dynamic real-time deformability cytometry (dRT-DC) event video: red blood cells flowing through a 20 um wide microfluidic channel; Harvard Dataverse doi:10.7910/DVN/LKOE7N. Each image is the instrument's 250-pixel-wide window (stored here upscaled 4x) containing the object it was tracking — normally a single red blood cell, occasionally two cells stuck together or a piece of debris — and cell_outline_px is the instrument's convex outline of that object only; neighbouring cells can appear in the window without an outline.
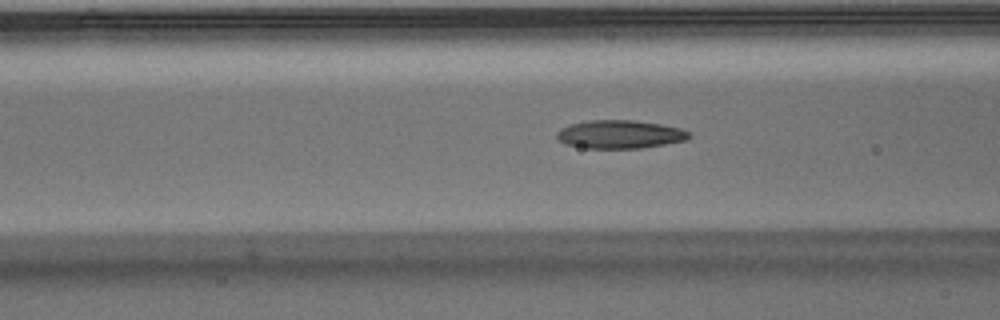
{"species": "Egyptian fruit bat (a non-hibernating species)", "species_latin": "Rousettus aegyptiacus", "temperature_condition": "warm", "stored_images_in_passage": 50, "camera_frame_rate_fps": 3000, "um_per_image_px": 0.085, "animal": {"sex": "male"}, "frame": {"image": 1, "passage_image": 19, "time_ms": 6.0, "image_size_px": [1000, 320], "cell_outline_px": [[692, 136], [688, 140], [640, 148], [588, 148], [564, 144], [556, 136], [556, 132], [560, 128], [572, 124], [588, 120], [632, 120], [660, 124], [680, 128], [688, 132]], "centroid_in_image_um": [52.69, 11.42], "position_along_channel_um": 113.9, "area_um2": 21.73}}
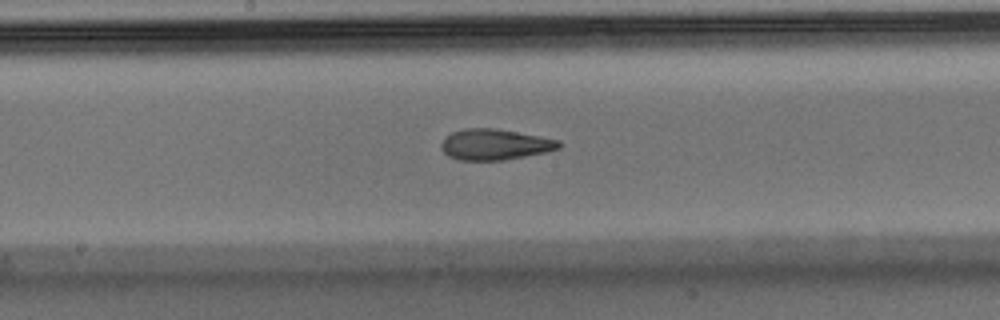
{"frame": {"image": 2, "passage_image": 26, "time_ms": 8.333, "image_size_px": [1000, 320], "cell_outline_px": [[560, 148], [544, 152], [504, 160], [460, 160], [448, 156], [440, 148], [440, 144], [444, 136], [452, 132], [464, 128], [496, 128], [560, 140]], "centroid_in_image_um": [42.01, 12.27], "position_along_channel_um": 206.2, "area_um2": 21.15}}
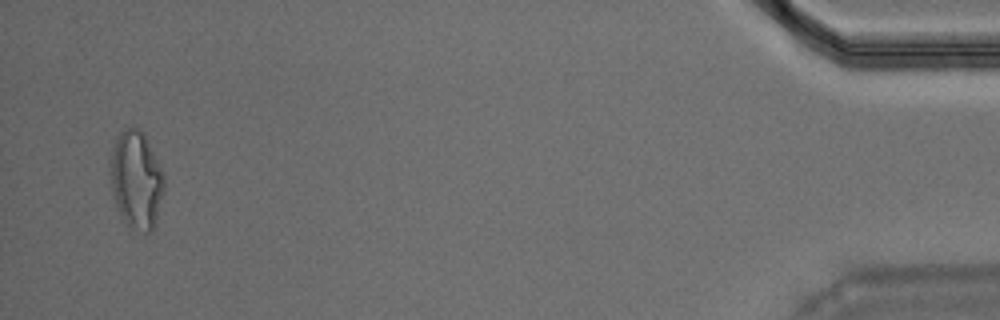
{"frame": {"image": 3, "passage_image": 49, "time_ms": 16.0, "image_size_px": [1000, 320], "cell_outline_px": [[164, 192], [152, 228], [148, 232], [144, 232], [128, 228], [124, 224], [116, 204], [112, 192], [108, 172], [108, 164], [112, 148], [116, 136], [124, 128], [140, 128], [144, 132], [164, 172]], "centroid_in_image_um": [11.55, 15.24], "position_along_channel_um": 423.7, "area_um2": 31.27}, "authors_computed_cell_mechanics": {"area_um2": 21.1548, "velocity_mm_per_s": 3.9464, "shape_relaxation_time_tau1_ms": 10.6009, "shape_relaxation_time_tau2_ms": 1.8298, "deformation_change_tau1": 0.3034, "deformation_change_tau2": 0.0949}}